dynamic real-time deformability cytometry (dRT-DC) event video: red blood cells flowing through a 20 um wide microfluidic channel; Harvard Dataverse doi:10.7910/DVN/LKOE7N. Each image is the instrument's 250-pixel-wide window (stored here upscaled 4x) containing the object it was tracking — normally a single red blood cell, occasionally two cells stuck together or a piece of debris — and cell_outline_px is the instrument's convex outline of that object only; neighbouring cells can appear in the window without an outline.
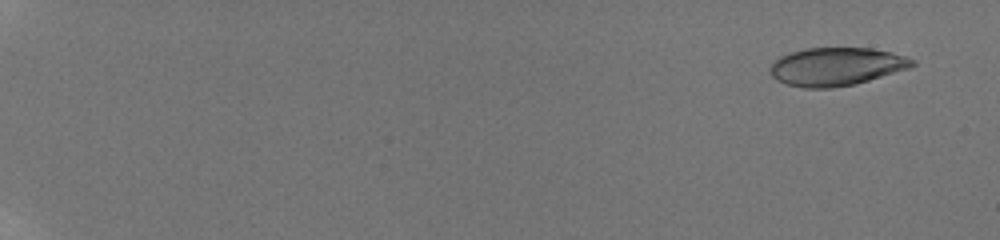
{"species": "human", "species_latin": "Homo sapiens", "temperature_condition": "room temperature", "stored_images_in_passage": 58, "camera_frame_rate_fps": 3000, "um_per_image_px": 0.085, "donor": {"sex": "male"}, "frame": {"image": 1, "passage_image": 4, "time_ms": 1.0, "image_size_px": [1000, 240], "cell_outline_px": [[916, 64], [912, 68], [856, 84], [832, 88], [804, 88], [788, 84], [776, 80], [772, 76], [768, 68], [780, 56], [788, 52], [804, 48], [872, 48], [892, 52], [916, 60]], "centroid_in_image_um": [71.11, 5.66], "position_along_channel_um": 13.9, "area_um2": 31.96}}
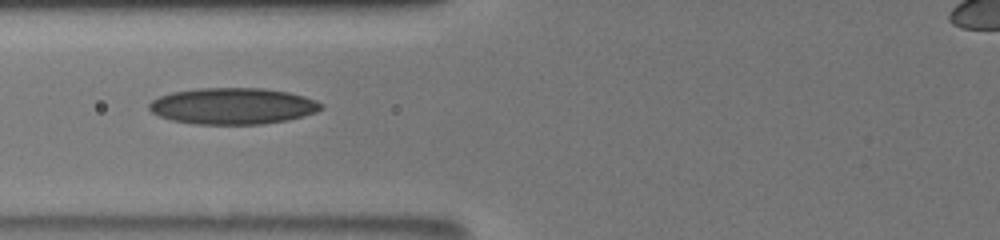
{"frame": {"image": 2, "passage_image": 28, "time_ms": 9.0, "image_size_px": [1000, 240], "cell_outline_px": [[324, 108], [316, 112], [304, 116], [288, 120], [260, 124], [196, 124], [172, 120], [160, 116], [152, 112], [148, 108], [148, 104], [152, 100], [160, 96], [172, 92], [200, 88], [264, 88], [288, 92], [304, 96], [316, 100], [324, 104]], "centroid_in_image_um": [19.82, 9.01], "position_along_channel_um": 106.0, "area_um2": 36.53}}
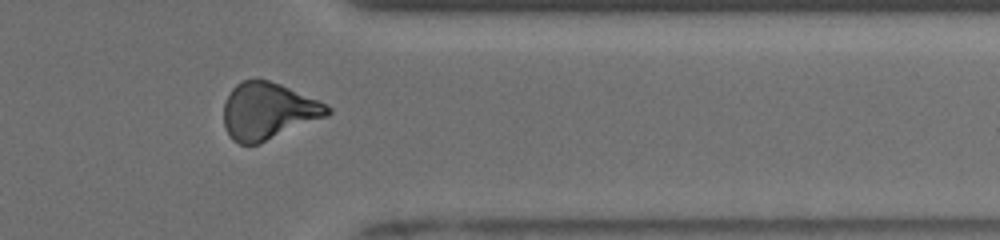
{"frame": {"image": 3, "passage_image": 50, "time_ms": 16.333, "image_size_px": [1000, 240], "cell_outline_px": [[332, 112], [328, 116], [260, 144], [240, 144], [232, 140], [228, 136], [224, 124], [224, 104], [232, 88], [236, 84], [244, 80], [268, 80], [280, 84], [320, 100], [328, 104], [332, 108]], "centroid_in_image_um": [22.82, 9.46], "position_along_channel_um": 388.6, "area_um2": 34.62}, "authors_computed_cell_mechanics": {"area_um2": 33.4373, "velocity_mm_per_s": 3.8782, "shape_relaxation_time_tau1_ms": 7.428, "shape_relaxation_time_tau2_ms": 2.919, "deformation_change_tau1": 0.1928, "deformation_change_tau2": 0.1034}}